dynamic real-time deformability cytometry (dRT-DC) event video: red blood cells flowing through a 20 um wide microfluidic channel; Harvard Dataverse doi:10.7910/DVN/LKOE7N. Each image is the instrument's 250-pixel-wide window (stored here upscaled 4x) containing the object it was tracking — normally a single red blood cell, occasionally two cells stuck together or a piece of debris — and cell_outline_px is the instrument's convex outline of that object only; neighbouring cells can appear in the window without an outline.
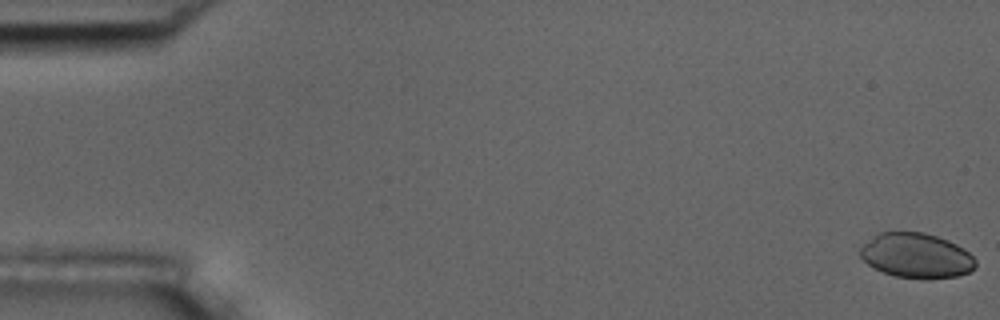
{"species": "common noctule bat (a hibernating species)", "species_latin": "Nyctalus noctula", "temperature_condition": "room temperature", "stored_images_in_passage": 56, "camera_frame_rate_fps": 3000, "um_per_image_px": 0.085, "animal": {"sex": "male", "body_mass_g": 17.5, "forearm_length_mm": 52.3}, "frame": {"image": 1, "passage_image": 1, "time_ms": 0.0, "image_size_px": [1000, 320], "cell_outline_px": [[976, 264], [968, 272], [956, 276], [928, 280], [924, 280], [896, 276], [884, 272], [868, 264], [860, 256], [860, 248], [872, 236], [880, 232], [924, 232], [948, 240], [964, 248], [976, 260]], "centroid_in_image_um": [77.89, 21.73], "position_along_channel_um": 7.1, "area_um2": 30.17}}
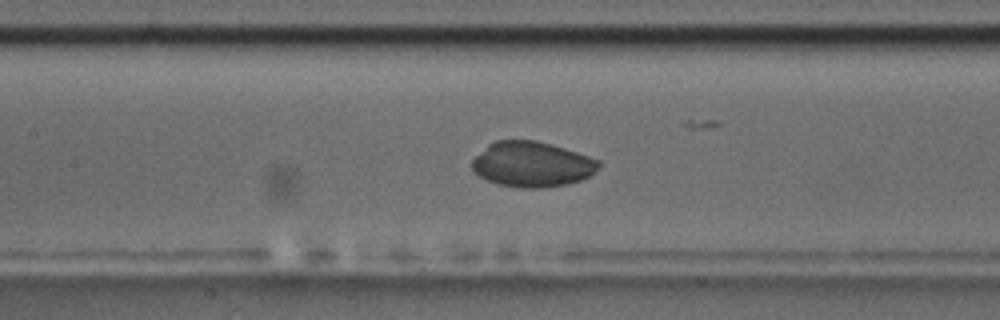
{"frame": {"image": 2, "passage_image": 26, "time_ms": 8.333, "image_size_px": [1000, 320], "cell_outline_px": [[600, 164], [588, 176], [580, 180], [568, 184], [540, 188], [520, 188], [496, 184], [480, 176], [472, 168], [472, 160], [488, 144], [496, 140], [536, 140], [552, 144], [600, 160]], "centroid_in_image_um": [45.2, 13.96], "position_along_channel_um": 162.2, "area_um2": 33.23}}
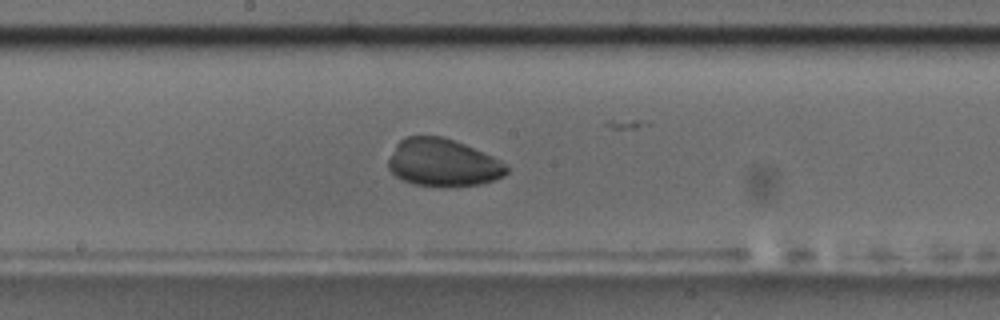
{"frame": {"image": 3, "passage_image": 30, "time_ms": 9.667, "image_size_px": [1000, 320], "cell_outline_px": [[508, 172], [504, 176], [480, 184], [416, 184], [404, 180], [396, 176], [388, 168], [388, 160], [396, 144], [404, 136], [440, 136], [464, 144], [492, 156], [500, 160], [508, 168]], "centroid_in_image_um": [37.62, 13.79], "position_along_channel_um": 210.6, "area_um2": 31.85}}